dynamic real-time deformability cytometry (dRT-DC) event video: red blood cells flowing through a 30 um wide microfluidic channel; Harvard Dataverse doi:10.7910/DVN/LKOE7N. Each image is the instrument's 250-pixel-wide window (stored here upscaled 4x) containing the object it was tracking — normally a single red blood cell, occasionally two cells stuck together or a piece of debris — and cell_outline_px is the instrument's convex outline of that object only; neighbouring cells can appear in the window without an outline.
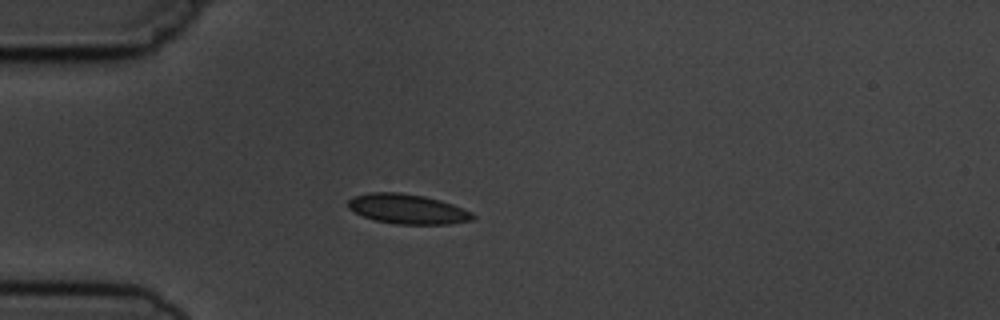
{"species": "common noctule bat (a hibernating species)", "species_latin": "Nyctalus noctula", "temperature_condition": "cold", "stored_images_in_passage": 1, "camera_frame_rate_fps": 3000, "um_per_image_px": 0.085, "animal": {"sex": "male", "body_mass_g": 19.5, "forearm_length_mm": 54.6}, "frame": {"image": 1, "passage_image": 1, "time_ms": 0.0, "image_size_px": [1000, 320], "cell_outline_px": [[476, 216], [472, 220], [448, 224], [396, 224], [376, 220], [364, 216], [348, 208], [348, 200], [352, 196], [368, 192], [400, 192], [424, 196], [440, 200], [452, 204], [472, 212]], "centroid_in_image_um": [34.63, 17.75], "position_along_channel_um": 50.4, "area_um2": 21.62}}